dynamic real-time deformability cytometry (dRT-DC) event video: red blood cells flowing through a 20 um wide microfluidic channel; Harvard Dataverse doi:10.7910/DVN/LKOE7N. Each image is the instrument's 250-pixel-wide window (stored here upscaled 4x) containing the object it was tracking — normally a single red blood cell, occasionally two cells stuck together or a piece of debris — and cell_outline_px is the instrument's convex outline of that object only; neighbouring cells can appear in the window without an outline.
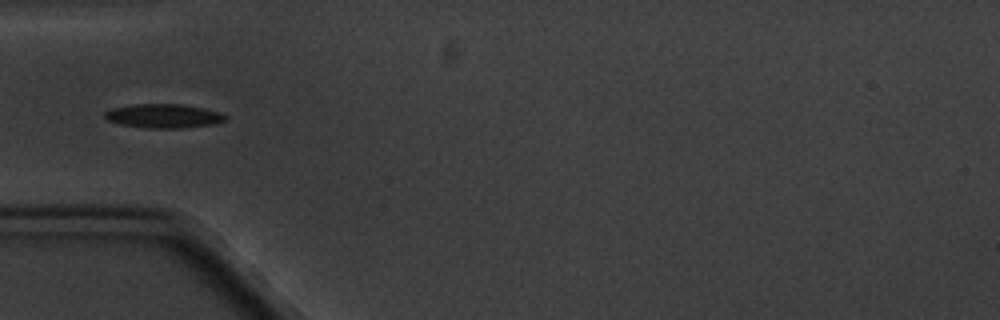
{"species": "common noctule bat (a hibernating species)", "species_latin": "Nyctalus noctula", "temperature_condition": "cold", "stored_images_in_passage": 3, "camera_frame_rate_fps": 3000, "um_per_image_px": 0.085, "animal": {"sex": "male", "body_mass_g": 20.1, "forearm_length_mm": 53.5}, "frame": {"image": 1, "passage_image": 1, "time_ms": 0.0, "image_size_px": [1000, 320], "cell_outline_px": [[228, 116], [224, 120], [212, 124], [180, 128], [148, 128], [120, 124], [108, 120], [104, 116], [104, 112], [112, 108], [132, 104], [180, 104], [204, 108], [220, 112]], "centroid_in_image_um": [13.89, 9.85], "position_along_channel_um": 71.1, "area_um2": 16.76}}